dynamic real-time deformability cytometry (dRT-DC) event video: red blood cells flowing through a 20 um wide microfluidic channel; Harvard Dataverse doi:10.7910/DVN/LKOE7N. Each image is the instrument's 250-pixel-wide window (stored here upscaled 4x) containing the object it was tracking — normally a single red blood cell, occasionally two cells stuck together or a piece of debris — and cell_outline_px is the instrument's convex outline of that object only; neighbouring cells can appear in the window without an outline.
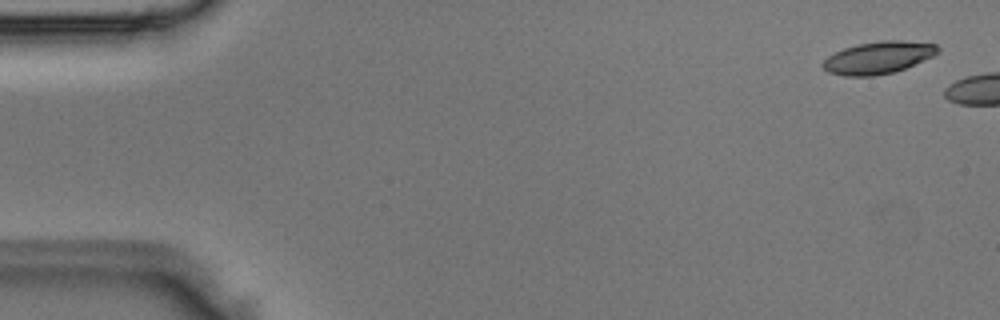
{"species": "Egyptian fruit bat (a non-hibernating species)", "species_latin": "Rousettus aegyptiacus", "temperature_condition": "room temperature", "stored_images_in_passage": 2, "camera_frame_rate_fps": 3000, "um_per_image_px": 0.085, "animal": {"sex": "male"}, "frame": {"image": 1, "passage_image": 1, "time_ms": 0.0, "image_size_px": [1000, 320], "cell_outline_px": [[940, 52], [932, 56], [904, 68], [892, 72], [872, 76], [844, 76], [828, 72], [820, 64], [828, 56], [844, 48], [856, 44], [880, 40], [904, 40], [936, 44], [940, 48]], "centroid_in_image_um": [74.64, 4.88], "position_along_channel_um": 10.4, "area_um2": 21.56}}